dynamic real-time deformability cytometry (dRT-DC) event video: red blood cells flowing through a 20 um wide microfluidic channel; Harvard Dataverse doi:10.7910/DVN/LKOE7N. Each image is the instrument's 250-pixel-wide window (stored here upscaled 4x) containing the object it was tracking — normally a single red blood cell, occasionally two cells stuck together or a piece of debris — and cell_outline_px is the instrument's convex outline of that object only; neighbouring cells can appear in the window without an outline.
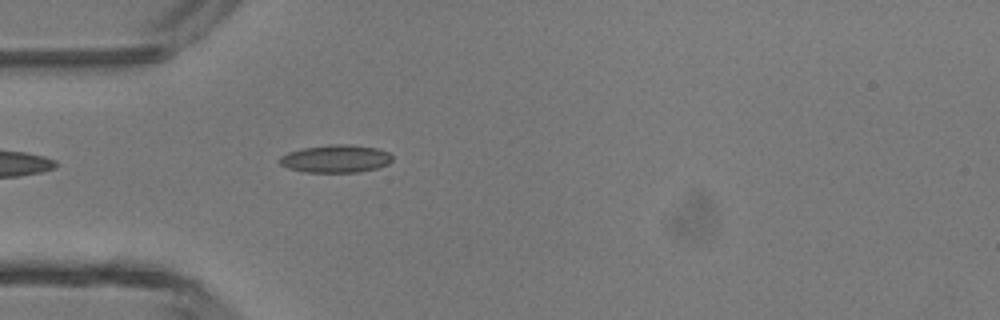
{"species": "common noctule bat (a hibernating species)", "species_latin": "Nyctalus noctula", "temperature_condition": "room temperature", "stored_images_in_passage": 3, "camera_frame_rate_fps": 3000, "um_per_image_px": 0.085, "animal": {"sex": "male", "body_mass_g": 13.3}, "frame": {"image": 1, "passage_image": 3, "time_ms": 0.667, "image_size_px": [1000, 320], "cell_outline_px": [[392, 160], [388, 164], [380, 168], [356, 172], [304, 172], [288, 168], [280, 164], [280, 156], [288, 152], [304, 148], [332, 144], [352, 144], [376, 148], [388, 152], [392, 156]], "centroid_in_image_um": [28.56, 13.49], "position_along_channel_um": 56.4, "area_um2": 18.26}}